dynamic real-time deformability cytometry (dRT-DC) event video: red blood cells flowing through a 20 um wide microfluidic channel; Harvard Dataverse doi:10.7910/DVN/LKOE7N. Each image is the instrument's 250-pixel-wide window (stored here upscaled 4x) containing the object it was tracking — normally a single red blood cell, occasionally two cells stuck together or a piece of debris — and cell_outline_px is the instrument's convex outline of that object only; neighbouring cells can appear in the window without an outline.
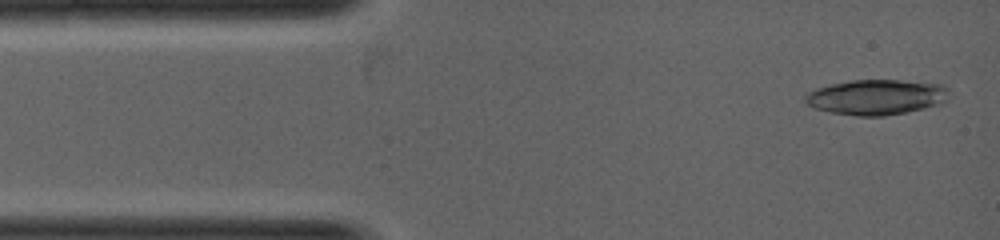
{"species": "common noctule bat (a hibernating species)", "species_latin": "Nyctalus noctula", "temperature_condition": "warm", "stored_images_in_passage": 5, "camera_frame_rate_fps": 5000, "um_per_image_px": 0.085, "animal": {"sex": "female", "body_mass_g": 19.0, "forearm_length_mm": 53.3}, "frame": {"image": 1, "passage_image": 1, "time_ms": 0.0, "image_size_px": [1000, 240], "cell_outline_px": [[948, 88], [944, 100], [940, 104], [904, 112], [884, 116], [856, 116], [828, 112], [816, 108], [808, 104], [804, 100], [804, 96], [808, 92], [816, 88], [832, 84], [852, 80], [900, 80], [944, 84]], "centroid_in_image_um": [74.45, 8.25], "position_along_channel_um": 10.5, "area_um2": 29.36}}